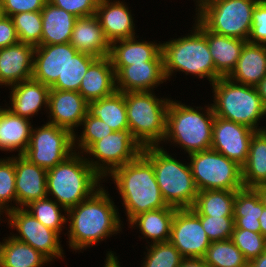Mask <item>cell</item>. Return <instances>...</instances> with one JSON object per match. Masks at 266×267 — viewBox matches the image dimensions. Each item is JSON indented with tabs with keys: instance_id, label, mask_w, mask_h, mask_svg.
I'll use <instances>...</instances> for the list:
<instances>
[{
	"instance_id": "b9f144b4",
	"label": "cell",
	"mask_w": 266,
	"mask_h": 267,
	"mask_svg": "<svg viewBox=\"0 0 266 267\" xmlns=\"http://www.w3.org/2000/svg\"><path fill=\"white\" fill-rule=\"evenodd\" d=\"M14 27L16 29L19 42L33 45H41L42 38V16L41 11L22 12L13 15Z\"/></svg>"
},
{
	"instance_id": "5b68a950",
	"label": "cell",
	"mask_w": 266,
	"mask_h": 267,
	"mask_svg": "<svg viewBox=\"0 0 266 267\" xmlns=\"http://www.w3.org/2000/svg\"><path fill=\"white\" fill-rule=\"evenodd\" d=\"M103 183L104 179L79 152L47 170V196L66 210L89 198Z\"/></svg>"
},
{
	"instance_id": "816d5d0a",
	"label": "cell",
	"mask_w": 266,
	"mask_h": 267,
	"mask_svg": "<svg viewBox=\"0 0 266 267\" xmlns=\"http://www.w3.org/2000/svg\"><path fill=\"white\" fill-rule=\"evenodd\" d=\"M256 89L266 110V76L256 85Z\"/></svg>"
},
{
	"instance_id": "cb8c5ba5",
	"label": "cell",
	"mask_w": 266,
	"mask_h": 267,
	"mask_svg": "<svg viewBox=\"0 0 266 267\" xmlns=\"http://www.w3.org/2000/svg\"><path fill=\"white\" fill-rule=\"evenodd\" d=\"M78 52L96 58L107 57L111 43L106 38L96 15L77 18L70 42Z\"/></svg>"
},
{
	"instance_id": "7c38bea8",
	"label": "cell",
	"mask_w": 266,
	"mask_h": 267,
	"mask_svg": "<svg viewBox=\"0 0 266 267\" xmlns=\"http://www.w3.org/2000/svg\"><path fill=\"white\" fill-rule=\"evenodd\" d=\"M143 147L129 129L113 131L94 142L83 154L90 166L105 179L115 168L135 160Z\"/></svg>"
},
{
	"instance_id": "f35d334b",
	"label": "cell",
	"mask_w": 266,
	"mask_h": 267,
	"mask_svg": "<svg viewBox=\"0 0 266 267\" xmlns=\"http://www.w3.org/2000/svg\"><path fill=\"white\" fill-rule=\"evenodd\" d=\"M144 248L141 256H145L141 258L140 267H179L183 260V256L170 241L149 244Z\"/></svg>"
},
{
	"instance_id": "f1b7e54d",
	"label": "cell",
	"mask_w": 266,
	"mask_h": 267,
	"mask_svg": "<svg viewBox=\"0 0 266 267\" xmlns=\"http://www.w3.org/2000/svg\"><path fill=\"white\" fill-rule=\"evenodd\" d=\"M42 38L41 45L64 44L70 42L71 34L77 20L73 14L60 9L49 1L41 11Z\"/></svg>"
},
{
	"instance_id": "e0dca14e",
	"label": "cell",
	"mask_w": 266,
	"mask_h": 267,
	"mask_svg": "<svg viewBox=\"0 0 266 267\" xmlns=\"http://www.w3.org/2000/svg\"><path fill=\"white\" fill-rule=\"evenodd\" d=\"M116 90L120 92L154 91L167 82L163 61H148L130 66H113Z\"/></svg>"
},
{
	"instance_id": "9a60e30c",
	"label": "cell",
	"mask_w": 266,
	"mask_h": 267,
	"mask_svg": "<svg viewBox=\"0 0 266 267\" xmlns=\"http://www.w3.org/2000/svg\"><path fill=\"white\" fill-rule=\"evenodd\" d=\"M255 132L247 126L215 116L211 148L242 167L247 161Z\"/></svg>"
},
{
	"instance_id": "9c48e42d",
	"label": "cell",
	"mask_w": 266,
	"mask_h": 267,
	"mask_svg": "<svg viewBox=\"0 0 266 267\" xmlns=\"http://www.w3.org/2000/svg\"><path fill=\"white\" fill-rule=\"evenodd\" d=\"M259 0H195V16L209 31L247 41Z\"/></svg>"
},
{
	"instance_id": "ffe728a7",
	"label": "cell",
	"mask_w": 266,
	"mask_h": 267,
	"mask_svg": "<svg viewBox=\"0 0 266 267\" xmlns=\"http://www.w3.org/2000/svg\"><path fill=\"white\" fill-rule=\"evenodd\" d=\"M34 51L33 45L21 42L0 48V88L32 79Z\"/></svg>"
},
{
	"instance_id": "277c9868",
	"label": "cell",
	"mask_w": 266,
	"mask_h": 267,
	"mask_svg": "<svg viewBox=\"0 0 266 267\" xmlns=\"http://www.w3.org/2000/svg\"><path fill=\"white\" fill-rule=\"evenodd\" d=\"M210 103V104H209ZM190 106L175 98L170 100L167 110L166 135L161 147L181 149L183 154L211 148L215 120L211 102L204 107Z\"/></svg>"
},
{
	"instance_id": "8d00e7d4",
	"label": "cell",
	"mask_w": 266,
	"mask_h": 267,
	"mask_svg": "<svg viewBox=\"0 0 266 267\" xmlns=\"http://www.w3.org/2000/svg\"><path fill=\"white\" fill-rule=\"evenodd\" d=\"M203 259L209 267H248V261L231 239L211 242Z\"/></svg>"
},
{
	"instance_id": "d4e9b609",
	"label": "cell",
	"mask_w": 266,
	"mask_h": 267,
	"mask_svg": "<svg viewBox=\"0 0 266 267\" xmlns=\"http://www.w3.org/2000/svg\"><path fill=\"white\" fill-rule=\"evenodd\" d=\"M176 209L169 206L140 213L133 217L127 226L130 229H137V233L141 234L138 238L146 241L144 245L168 242Z\"/></svg>"
},
{
	"instance_id": "44dd1931",
	"label": "cell",
	"mask_w": 266,
	"mask_h": 267,
	"mask_svg": "<svg viewBox=\"0 0 266 267\" xmlns=\"http://www.w3.org/2000/svg\"><path fill=\"white\" fill-rule=\"evenodd\" d=\"M17 208L47 197V170L30 162L23 155H14Z\"/></svg>"
},
{
	"instance_id": "9f6ffc18",
	"label": "cell",
	"mask_w": 266,
	"mask_h": 267,
	"mask_svg": "<svg viewBox=\"0 0 266 267\" xmlns=\"http://www.w3.org/2000/svg\"><path fill=\"white\" fill-rule=\"evenodd\" d=\"M4 11H3V4L2 0H0V20L4 17Z\"/></svg>"
},
{
	"instance_id": "83f0119b",
	"label": "cell",
	"mask_w": 266,
	"mask_h": 267,
	"mask_svg": "<svg viewBox=\"0 0 266 267\" xmlns=\"http://www.w3.org/2000/svg\"><path fill=\"white\" fill-rule=\"evenodd\" d=\"M265 76L266 45L246 41L228 78L236 83L256 86Z\"/></svg>"
},
{
	"instance_id": "c3c4849f",
	"label": "cell",
	"mask_w": 266,
	"mask_h": 267,
	"mask_svg": "<svg viewBox=\"0 0 266 267\" xmlns=\"http://www.w3.org/2000/svg\"><path fill=\"white\" fill-rule=\"evenodd\" d=\"M19 43L18 35L11 17L4 16L0 20V48Z\"/></svg>"
},
{
	"instance_id": "681fc988",
	"label": "cell",
	"mask_w": 266,
	"mask_h": 267,
	"mask_svg": "<svg viewBox=\"0 0 266 267\" xmlns=\"http://www.w3.org/2000/svg\"><path fill=\"white\" fill-rule=\"evenodd\" d=\"M109 251L106 250L105 256L106 258L104 259V265L103 267H122L120 262V257L119 255L117 256L115 251H112L108 249ZM119 258V259H118Z\"/></svg>"
},
{
	"instance_id": "30bf717a",
	"label": "cell",
	"mask_w": 266,
	"mask_h": 267,
	"mask_svg": "<svg viewBox=\"0 0 266 267\" xmlns=\"http://www.w3.org/2000/svg\"><path fill=\"white\" fill-rule=\"evenodd\" d=\"M198 191L244 188L242 167L212 148L186 156Z\"/></svg>"
},
{
	"instance_id": "e575fe53",
	"label": "cell",
	"mask_w": 266,
	"mask_h": 267,
	"mask_svg": "<svg viewBox=\"0 0 266 267\" xmlns=\"http://www.w3.org/2000/svg\"><path fill=\"white\" fill-rule=\"evenodd\" d=\"M235 195L232 190L198 191L192 209L199 216L233 217Z\"/></svg>"
},
{
	"instance_id": "ac0fdd59",
	"label": "cell",
	"mask_w": 266,
	"mask_h": 267,
	"mask_svg": "<svg viewBox=\"0 0 266 267\" xmlns=\"http://www.w3.org/2000/svg\"><path fill=\"white\" fill-rule=\"evenodd\" d=\"M125 0H100L95 15L110 43L139 36L135 14ZM133 13V14H132Z\"/></svg>"
},
{
	"instance_id": "4316f807",
	"label": "cell",
	"mask_w": 266,
	"mask_h": 267,
	"mask_svg": "<svg viewBox=\"0 0 266 267\" xmlns=\"http://www.w3.org/2000/svg\"><path fill=\"white\" fill-rule=\"evenodd\" d=\"M115 91L116 77L110 58H97L83 76L79 93L89 103L110 96Z\"/></svg>"
},
{
	"instance_id": "f546056e",
	"label": "cell",
	"mask_w": 266,
	"mask_h": 267,
	"mask_svg": "<svg viewBox=\"0 0 266 267\" xmlns=\"http://www.w3.org/2000/svg\"><path fill=\"white\" fill-rule=\"evenodd\" d=\"M205 37L216 72L221 77H228L235 68L246 41L214 33L206 27Z\"/></svg>"
},
{
	"instance_id": "d6a6232c",
	"label": "cell",
	"mask_w": 266,
	"mask_h": 267,
	"mask_svg": "<svg viewBox=\"0 0 266 267\" xmlns=\"http://www.w3.org/2000/svg\"><path fill=\"white\" fill-rule=\"evenodd\" d=\"M88 112L104 121L114 131L129 129L123 92L116 90L110 96L89 102Z\"/></svg>"
},
{
	"instance_id": "836d02e7",
	"label": "cell",
	"mask_w": 266,
	"mask_h": 267,
	"mask_svg": "<svg viewBox=\"0 0 266 267\" xmlns=\"http://www.w3.org/2000/svg\"><path fill=\"white\" fill-rule=\"evenodd\" d=\"M244 188L266 184V136L256 131L252 136L248 158L242 166Z\"/></svg>"
},
{
	"instance_id": "484cf974",
	"label": "cell",
	"mask_w": 266,
	"mask_h": 267,
	"mask_svg": "<svg viewBox=\"0 0 266 267\" xmlns=\"http://www.w3.org/2000/svg\"><path fill=\"white\" fill-rule=\"evenodd\" d=\"M32 123L30 119L14 114L4 104L0 106V151L23 155L30 142Z\"/></svg>"
},
{
	"instance_id": "f907efd6",
	"label": "cell",
	"mask_w": 266,
	"mask_h": 267,
	"mask_svg": "<svg viewBox=\"0 0 266 267\" xmlns=\"http://www.w3.org/2000/svg\"><path fill=\"white\" fill-rule=\"evenodd\" d=\"M179 267H209L203 258H183Z\"/></svg>"
},
{
	"instance_id": "6f0895ef",
	"label": "cell",
	"mask_w": 266,
	"mask_h": 267,
	"mask_svg": "<svg viewBox=\"0 0 266 267\" xmlns=\"http://www.w3.org/2000/svg\"><path fill=\"white\" fill-rule=\"evenodd\" d=\"M260 131L266 136V125H264Z\"/></svg>"
},
{
	"instance_id": "f6af8a7d",
	"label": "cell",
	"mask_w": 266,
	"mask_h": 267,
	"mask_svg": "<svg viewBox=\"0 0 266 267\" xmlns=\"http://www.w3.org/2000/svg\"><path fill=\"white\" fill-rule=\"evenodd\" d=\"M247 41L266 45V0H259L253 10L252 28Z\"/></svg>"
},
{
	"instance_id": "bcb514c9",
	"label": "cell",
	"mask_w": 266,
	"mask_h": 267,
	"mask_svg": "<svg viewBox=\"0 0 266 267\" xmlns=\"http://www.w3.org/2000/svg\"><path fill=\"white\" fill-rule=\"evenodd\" d=\"M60 9L79 17L95 15L100 0H48Z\"/></svg>"
},
{
	"instance_id": "ba28073f",
	"label": "cell",
	"mask_w": 266,
	"mask_h": 267,
	"mask_svg": "<svg viewBox=\"0 0 266 267\" xmlns=\"http://www.w3.org/2000/svg\"><path fill=\"white\" fill-rule=\"evenodd\" d=\"M155 92H124L129 130L142 147L159 146L166 135L171 97Z\"/></svg>"
},
{
	"instance_id": "8992f818",
	"label": "cell",
	"mask_w": 266,
	"mask_h": 267,
	"mask_svg": "<svg viewBox=\"0 0 266 267\" xmlns=\"http://www.w3.org/2000/svg\"><path fill=\"white\" fill-rule=\"evenodd\" d=\"M164 147H143L142 155L152 164L158 186L168 206L177 209L192 208L198 189L186 159H177ZM185 162V163H184Z\"/></svg>"
},
{
	"instance_id": "6da1fadb",
	"label": "cell",
	"mask_w": 266,
	"mask_h": 267,
	"mask_svg": "<svg viewBox=\"0 0 266 267\" xmlns=\"http://www.w3.org/2000/svg\"><path fill=\"white\" fill-rule=\"evenodd\" d=\"M113 197L104 184L89 198L67 210V232L64 235L70 251L83 253L123 232L125 226Z\"/></svg>"
},
{
	"instance_id": "ab89813d",
	"label": "cell",
	"mask_w": 266,
	"mask_h": 267,
	"mask_svg": "<svg viewBox=\"0 0 266 267\" xmlns=\"http://www.w3.org/2000/svg\"><path fill=\"white\" fill-rule=\"evenodd\" d=\"M80 132H75L74 151L84 153L94 142L111 134L114 130L101 119L92 116L89 112L83 118ZM80 133V134H78Z\"/></svg>"
},
{
	"instance_id": "603a6c76",
	"label": "cell",
	"mask_w": 266,
	"mask_h": 267,
	"mask_svg": "<svg viewBox=\"0 0 266 267\" xmlns=\"http://www.w3.org/2000/svg\"><path fill=\"white\" fill-rule=\"evenodd\" d=\"M139 36L113 41L108 57L112 66H130L148 61H163L161 41H148ZM138 39V40H137Z\"/></svg>"
},
{
	"instance_id": "1f68e13d",
	"label": "cell",
	"mask_w": 266,
	"mask_h": 267,
	"mask_svg": "<svg viewBox=\"0 0 266 267\" xmlns=\"http://www.w3.org/2000/svg\"><path fill=\"white\" fill-rule=\"evenodd\" d=\"M264 205L254 188L236 191L233 209L234 229H245L260 233L259 217Z\"/></svg>"
},
{
	"instance_id": "db71d44e",
	"label": "cell",
	"mask_w": 266,
	"mask_h": 267,
	"mask_svg": "<svg viewBox=\"0 0 266 267\" xmlns=\"http://www.w3.org/2000/svg\"><path fill=\"white\" fill-rule=\"evenodd\" d=\"M260 233L266 238V207L263 208L262 214L259 217Z\"/></svg>"
},
{
	"instance_id": "f5cc1de1",
	"label": "cell",
	"mask_w": 266,
	"mask_h": 267,
	"mask_svg": "<svg viewBox=\"0 0 266 267\" xmlns=\"http://www.w3.org/2000/svg\"><path fill=\"white\" fill-rule=\"evenodd\" d=\"M248 267H266V250L257 258L248 262Z\"/></svg>"
},
{
	"instance_id": "8fae6325",
	"label": "cell",
	"mask_w": 266,
	"mask_h": 267,
	"mask_svg": "<svg viewBox=\"0 0 266 267\" xmlns=\"http://www.w3.org/2000/svg\"><path fill=\"white\" fill-rule=\"evenodd\" d=\"M3 223H7L8 229H11L12 232H10V235L12 237L29 244L44 255L51 263L59 259L61 261L65 260V251L61 240L62 236L56 231L44 226L24 208L8 210L3 215Z\"/></svg>"
},
{
	"instance_id": "4fadbf2b",
	"label": "cell",
	"mask_w": 266,
	"mask_h": 267,
	"mask_svg": "<svg viewBox=\"0 0 266 267\" xmlns=\"http://www.w3.org/2000/svg\"><path fill=\"white\" fill-rule=\"evenodd\" d=\"M33 125L30 142L23 156L46 170L66 160L74 151L73 134L62 127L44 121Z\"/></svg>"
},
{
	"instance_id": "3957f363",
	"label": "cell",
	"mask_w": 266,
	"mask_h": 267,
	"mask_svg": "<svg viewBox=\"0 0 266 267\" xmlns=\"http://www.w3.org/2000/svg\"><path fill=\"white\" fill-rule=\"evenodd\" d=\"M110 180L122 200L127 222L140 213L169 207L161 194L152 164L142 154L115 168L104 183L111 184Z\"/></svg>"
},
{
	"instance_id": "2e32d148",
	"label": "cell",
	"mask_w": 266,
	"mask_h": 267,
	"mask_svg": "<svg viewBox=\"0 0 266 267\" xmlns=\"http://www.w3.org/2000/svg\"><path fill=\"white\" fill-rule=\"evenodd\" d=\"M87 113L88 102L79 92L50 89L46 114L48 123L75 134L80 131L79 127Z\"/></svg>"
},
{
	"instance_id": "11a10c76",
	"label": "cell",
	"mask_w": 266,
	"mask_h": 267,
	"mask_svg": "<svg viewBox=\"0 0 266 267\" xmlns=\"http://www.w3.org/2000/svg\"><path fill=\"white\" fill-rule=\"evenodd\" d=\"M260 196L261 201L263 202L264 207H266V184L259 185L254 188Z\"/></svg>"
},
{
	"instance_id": "52a82bcc",
	"label": "cell",
	"mask_w": 266,
	"mask_h": 267,
	"mask_svg": "<svg viewBox=\"0 0 266 267\" xmlns=\"http://www.w3.org/2000/svg\"><path fill=\"white\" fill-rule=\"evenodd\" d=\"M210 88L213 97L211 104L216 117L242 124L255 131L263 128L260 123L266 119V110L256 86L221 77L211 84Z\"/></svg>"
},
{
	"instance_id": "7bdbcfd3",
	"label": "cell",
	"mask_w": 266,
	"mask_h": 267,
	"mask_svg": "<svg viewBox=\"0 0 266 267\" xmlns=\"http://www.w3.org/2000/svg\"><path fill=\"white\" fill-rule=\"evenodd\" d=\"M230 239L248 262L257 258L266 250V238L261 233L234 229Z\"/></svg>"
},
{
	"instance_id": "7402d4cb",
	"label": "cell",
	"mask_w": 266,
	"mask_h": 267,
	"mask_svg": "<svg viewBox=\"0 0 266 267\" xmlns=\"http://www.w3.org/2000/svg\"><path fill=\"white\" fill-rule=\"evenodd\" d=\"M9 103L4 105L14 114L33 121L40 111L47 114L50 87L34 79L22 81L8 88ZM43 109V110H42Z\"/></svg>"
},
{
	"instance_id": "7dc6e473",
	"label": "cell",
	"mask_w": 266,
	"mask_h": 267,
	"mask_svg": "<svg viewBox=\"0 0 266 267\" xmlns=\"http://www.w3.org/2000/svg\"><path fill=\"white\" fill-rule=\"evenodd\" d=\"M48 0H2L4 15L42 11Z\"/></svg>"
},
{
	"instance_id": "74e56055",
	"label": "cell",
	"mask_w": 266,
	"mask_h": 267,
	"mask_svg": "<svg viewBox=\"0 0 266 267\" xmlns=\"http://www.w3.org/2000/svg\"><path fill=\"white\" fill-rule=\"evenodd\" d=\"M97 58L86 53L77 52L67 63L62 76H59L57 81L50 89L70 90L79 92V88L89 66Z\"/></svg>"
},
{
	"instance_id": "ee69618b",
	"label": "cell",
	"mask_w": 266,
	"mask_h": 267,
	"mask_svg": "<svg viewBox=\"0 0 266 267\" xmlns=\"http://www.w3.org/2000/svg\"><path fill=\"white\" fill-rule=\"evenodd\" d=\"M200 220L211 242L231 238L235 227L233 217L200 216Z\"/></svg>"
},
{
	"instance_id": "60d3db41",
	"label": "cell",
	"mask_w": 266,
	"mask_h": 267,
	"mask_svg": "<svg viewBox=\"0 0 266 267\" xmlns=\"http://www.w3.org/2000/svg\"><path fill=\"white\" fill-rule=\"evenodd\" d=\"M14 155L0 158V213L17 208Z\"/></svg>"
},
{
	"instance_id": "680465c9",
	"label": "cell",
	"mask_w": 266,
	"mask_h": 267,
	"mask_svg": "<svg viewBox=\"0 0 266 267\" xmlns=\"http://www.w3.org/2000/svg\"><path fill=\"white\" fill-rule=\"evenodd\" d=\"M3 222V215L0 213V225H2L1 223Z\"/></svg>"
},
{
	"instance_id": "4dcf8cb0",
	"label": "cell",
	"mask_w": 266,
	"mask_h": 267,
	"mask_svg": "<svg viewBox=\"0 0 266 267\" xmlns=\"http://www.w3.org/2000/svg\"><path fill=\"white\" fill-rule=\"evenodd\" d=\"M0 241V267H44L52 265L44 255L10 234Z\"/></svg>"
},
{
	"instance_id": "5bb4252c",
	"label": "cell",
	"mask_w": 266,
	"mask_h": 267,
	"mask_svg": "<svg viewBox=\"0 0 266 267\" xmlns=\"http://www.w3.org/2000/svg\"><path fill=\"white\" fill-rule=\"evenodd\" d=\"M183 258H203L211 244L192 208L176 209L169 240Z\"/></svg>"
},
{
	"instance_id": "7a4b0ae2",
	"label": "cell",
	"mask_w": 266,
	"mask_h": 267,
	"mask_svg": "<svg viewBox=\"0 0 266 267\" xmlns=\"http://www.w3.org/2000/svg\"><path fill=\"white\" fill-rule=\"evenodd\" d=\"M192 23L189 33L161 42L164 75L170 82L172 77L176 79L177 72H182L186 78L208 80L211 85L221 76L216 72L209 52L205 26L196 17Z\"/></svg>"
},
{
	"instance_id": "d6986e66",
	"label": "cell",
	"mask_w": 266,
	"mask_h": 267,
	"mask_svg": "<svg viewBox=\"0 0 266 267\" xmlns=\"http://www.w3.org/2000/svg\"><path fill=\"white\" fill-rule=\"evenodd\" d=\"M78 51L68 42L35 47L32 79L51 87Z\"/></svg>"
},
{
	"instance_id": "d590c367",
	"label": "cell",
	"mask_w": 266,
	"mask_h": 267,
	"mask_svg": "<svg viewBox=\"0 0 266 267\" xmlns=\"http://www.w3.org/2000/svg\"><path fill=\"white\" fill-rule=\"evenodd\" d=\"M24 209L60 236L67 230V210L48 196L29 203Z\"/></svg>"
}]
</instances>
